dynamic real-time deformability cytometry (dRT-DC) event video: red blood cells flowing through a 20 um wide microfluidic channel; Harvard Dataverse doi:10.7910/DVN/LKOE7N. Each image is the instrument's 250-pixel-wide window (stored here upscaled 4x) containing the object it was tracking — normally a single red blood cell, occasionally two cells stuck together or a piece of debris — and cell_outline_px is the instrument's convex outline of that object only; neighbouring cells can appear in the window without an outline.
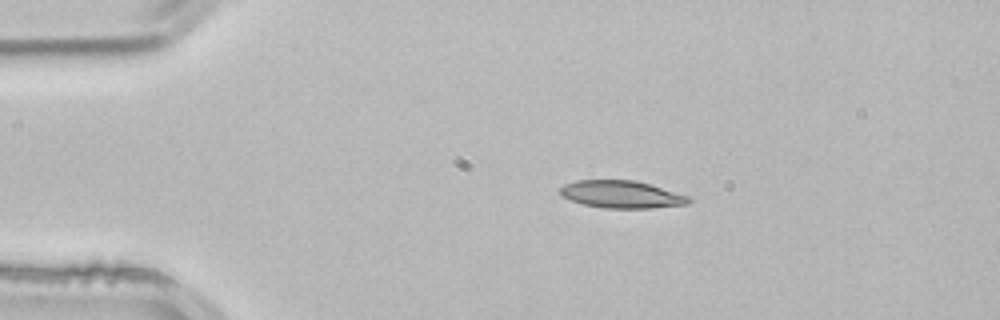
{"species": "common noctule bat (a hibernating species)", "species_latin": "Nyctalus noctula", "temperature_condition": "room temperature", "stored_images_in_passage": 2, "camera_frame_rate_fps": 3000, "um_per_image_px": 0.085, "animal": {"sex": "male", "body_mass_g": 21.5, "forearm_length_mm": 52.0}, "frame": {"image": 1, "passage_image": 1, "time_ms": 0.0, "image_size_px": [1000, 320], "cell_outline_px": [[692, 200], [688, 204], [652, 208], [604, 208], [584, 204], [560, 196], [560, 188], [564, 184], [576, 180], [632, 180], [648, 184], [688, 196]], "centroid_in_image_um": [52.8, 16.52], "position_along_channel_um": 32.2, "area_um2": 20.35}}